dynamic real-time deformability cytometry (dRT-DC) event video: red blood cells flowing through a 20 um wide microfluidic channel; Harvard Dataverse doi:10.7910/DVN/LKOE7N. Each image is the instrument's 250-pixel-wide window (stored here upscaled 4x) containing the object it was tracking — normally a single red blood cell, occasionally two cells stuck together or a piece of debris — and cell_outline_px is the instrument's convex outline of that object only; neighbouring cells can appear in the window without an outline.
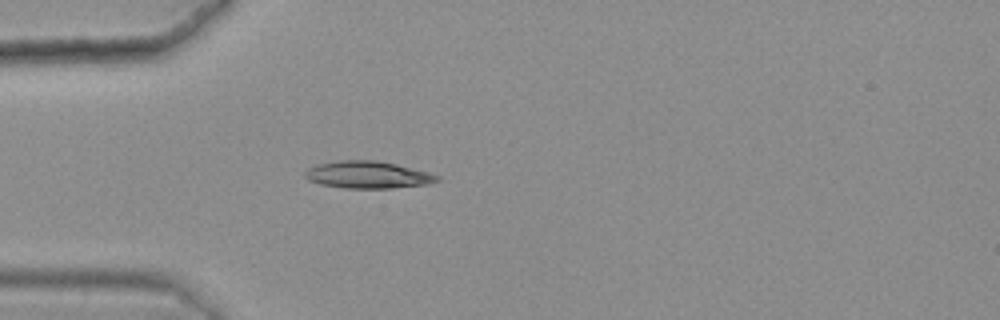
{"species": "common noctule bat (a hibernating species)", "species_latin": "Nyctalus noctula", "temperature_condition": "warm", "stored_images_in_passage": 33, "camera_frame_rate_fps": 3000, "um_per_image_px": 0.085, "animal": {"sex": "female", "body_mass_g": 25.1}, "frame": {"image": 1, "passage_image": 1, "time_ms": 0.0, "image_size_px": [1000, 320], "cell_outline_px": [[440, 180], [428, 184], [392, 188], [344, 188], [320, 184], [308, 180], [304, 176], [304, 172], [308, 168], [316, 164], [340, 160], [376, 160], [396, 164], [428, 172], [440, 176]], "centroid_in_image_um": [31.24, 14.85], "position_along_channel_um": 53.8, "area_um2": 20.98}}
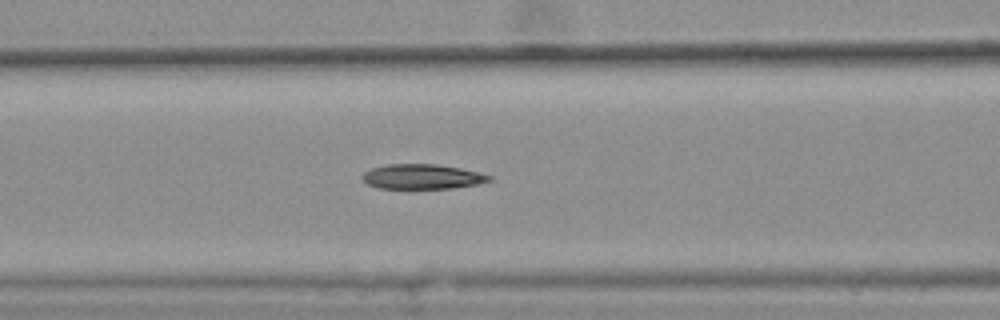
{"frame": {"image": 2, "passage_image": 8, "time_ms": 2.333, "image_size_px": [1000, 320], "cell_outline_px": [[492, 180], [476, 184], [452, 188], [376, 188], [368, 184], [360, 176], [364, 172], [372, 168], [388, 164], [436, 164], [460, 168], [492, 176]], "centroid_in_image_um": [35.85, 15.01], "position_along_channel_um": 130.7, "area_um2": 18.21}}
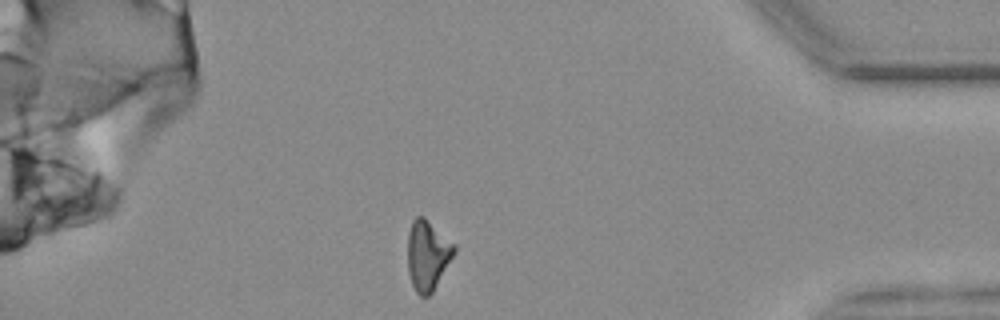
{"frame": {"image": 3, "passage_image": 33, "time_ms": 10.667, "image_size_px": [1000, 320], "cell_outline_px": [[456, 252], [432, 292], [428, 296], [420, 296], [416, 292], [412, 284], [408, 272], [408, 232], [412, 220], [416, 216], [424, 216], [456, 244]], "centroid_in_image_um": [36.35, 21.66], "position_along_channel_um": 398.8, "area_um2": 19.13}, "authors_computed_cell_mechanics": {"area_um2": 19.1318, "velocity_mm_per_s": 3.6259, "shape_relaxation_time_tau1_ms": null, "shape_relaxation_time_tau2_ms": 5.7827, "deformation_change_tau1": null, "deformation_change_tau2": 0.1435}}